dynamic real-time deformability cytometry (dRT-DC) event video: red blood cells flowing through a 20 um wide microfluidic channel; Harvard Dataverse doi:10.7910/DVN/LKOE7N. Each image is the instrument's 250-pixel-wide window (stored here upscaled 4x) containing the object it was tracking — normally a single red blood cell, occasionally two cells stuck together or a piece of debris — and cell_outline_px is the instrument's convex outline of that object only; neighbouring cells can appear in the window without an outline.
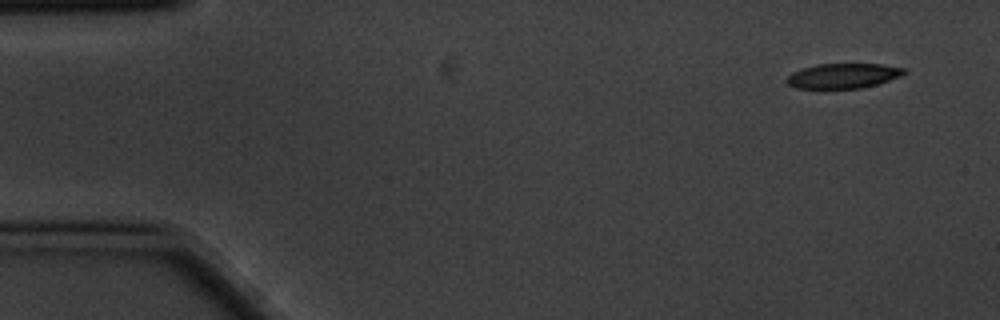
{"species": "common noctule bat (a hibernating species)", "species_latin": "Nyctalus noctula", "temperature_condition": "cold", "stored_images_in_passage": 5, "camera_frame_rate_fps": 3000, "um_per_image_px": 0.085, "animal": {"sex": "male", "body_mass_g": 20.1, "forearm_length_mm": 53.5}, "frame": {"image": 1, "passage_image": 1, "time_ms": 0.0, "image_size_px": [1000, 320], "cell_outline_px": [[908, 72], [900, 76], [876, 84], [860, 88], [796, 88], [788, 84], [784, 80], [792, 72], [816, 64], [880, 64], [908, 68]], "centroid_in_image_um": [71.68, 6.43], "position_along_channel_um": 13.3, "area_um2": 16.99}}
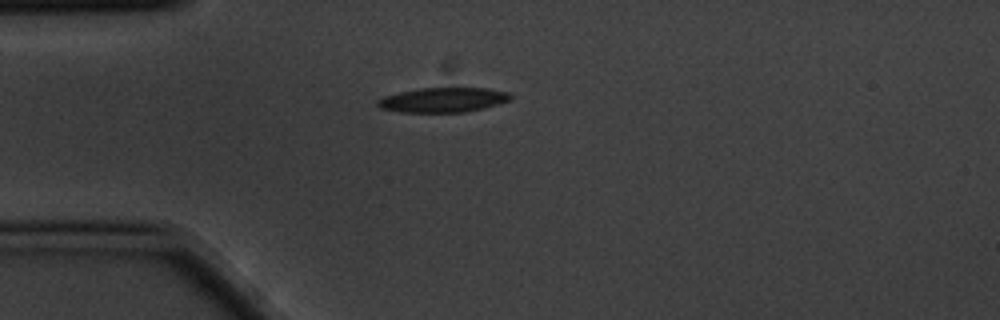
{"frame": {"image": 2, "passage_image": 4, "time_ms": 1.0, "image_size_px": [1000, 320], "cell_outline_px": [[512, 100], [500, 104], [484, 108], [464, 112], [400, 112], [380, 108], [376, 104], [376, 100], [384, 96], [400, 92], [420, 88], [488, 88], [508, 92], [512, 96]], "centroid_in_image_um": [37.68, 8.49], "position_along_channel_um": 47.3, "area_um2": 19.25}}